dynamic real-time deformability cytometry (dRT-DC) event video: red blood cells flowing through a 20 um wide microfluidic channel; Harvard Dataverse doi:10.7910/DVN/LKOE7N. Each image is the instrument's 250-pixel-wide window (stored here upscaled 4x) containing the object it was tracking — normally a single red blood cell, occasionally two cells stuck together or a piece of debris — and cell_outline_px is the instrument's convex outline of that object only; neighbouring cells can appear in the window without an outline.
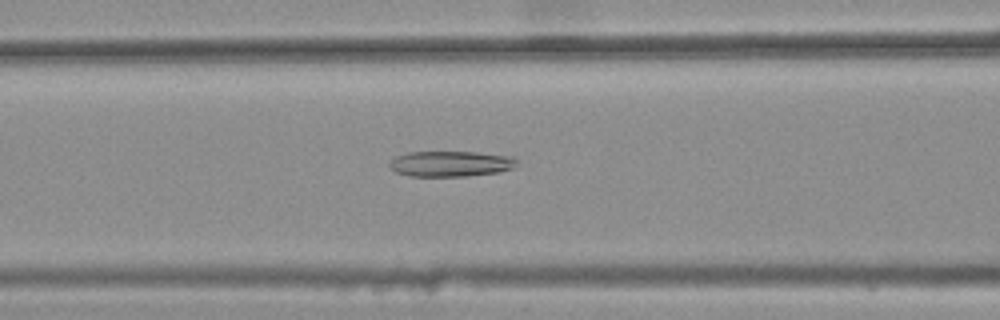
{"species": "common noctule bat (a hibernating species)", "species_latin": "Nyctalus noctula", "temperature_condition": "warm", "stored_images_in_passage": 32, "camera_frame_rate_fps": 3000, "um_per_image_px": 0.085, "animal": {"sex": "female", "body_mass_g": 25.1}, "frame": {"image": 1, "passage_image": 7, "time_ms": 2.0, "image_size_px": [1000, 320], "cell_outline_px": [[516, 164], [512, 168], [500, 172], [468, 176], [408, 176], [396, 172], [388, 164], [396, 156], [408, 152], [476, 152], [516, 156]], "centroid_in_image_um": [38.34, 13.92], "position_along_channel_um": 128.3, "area_um2": 19.07}}
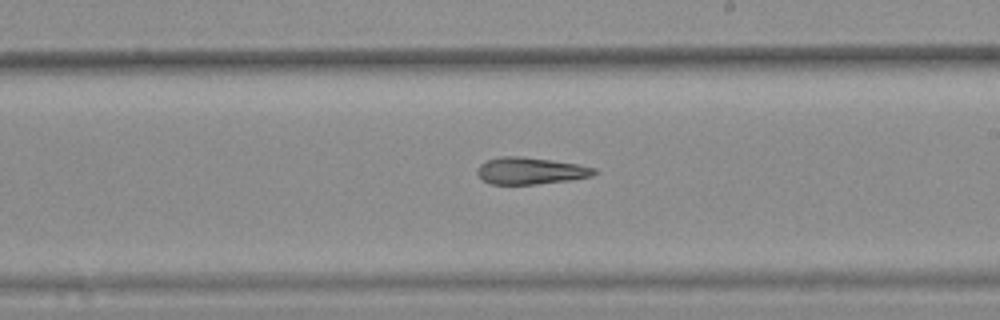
{"frame": {"image": 2, "passage_image": 16, "time_ms": 5.0, "image_size_px": [1000, 320], "cell_outline_px": [[600, 172], [592, 176], [568, 180], [536, 184], [492, 184], [484, 180], [476, 172], [480, 164], [488, 160], [500, 156], [520, 156], [552, 160], [576, 164], [596, 168]], "centroid_in_image_um": [45.12, 14.51], "position_along_channel_um": 243.9, "area_um2": 18.21}}
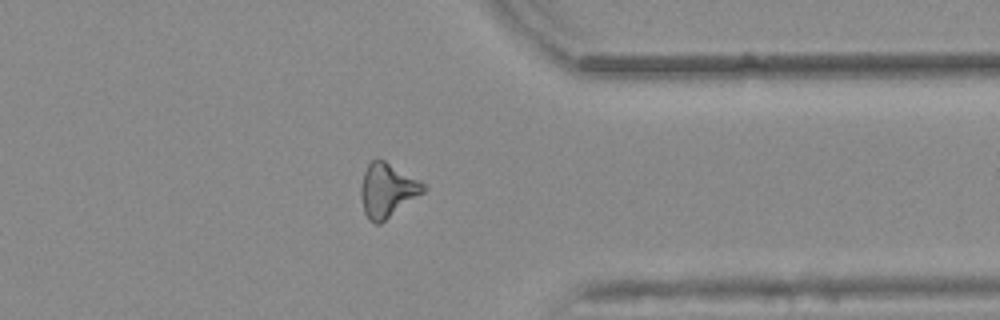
{"frame": {"image": 3, "passage_image": 27, "time_ms": 8.667, "image_size_px": [1000, 320], "cell_outline_px": [[428, 188], [424, 192], [380, 224], [376, 224], [368, 220], [364, 212], [360, 192], [360, 188], [364, 172], [368, 164], [376, 156], [384, 160], [420, 180]], "centroid_in_image_um": [32.91, 16.16], "position_along_channel_um": 378.5, "area_um2": 19.71}, "authors_computed_cell_mechanics": {"area_um2": 18.9295, "velocity_mm_per_s": 3.8654, "shape_relaxation_time_tau1_ms": null, "shape_relaxation_time_tau2_ms": 4.4095, "deformation_change_tau1": null, "deformation_change_tau2": 0.171}}